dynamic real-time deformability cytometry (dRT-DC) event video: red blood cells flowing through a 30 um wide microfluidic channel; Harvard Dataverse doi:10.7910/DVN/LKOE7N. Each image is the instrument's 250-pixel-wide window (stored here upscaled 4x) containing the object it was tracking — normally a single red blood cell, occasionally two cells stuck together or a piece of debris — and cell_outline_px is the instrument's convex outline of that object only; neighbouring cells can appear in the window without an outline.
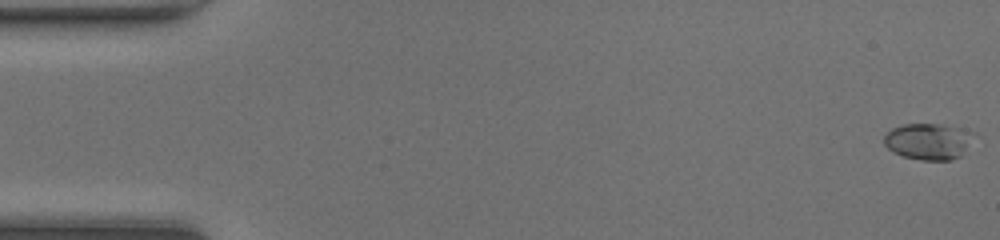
{"species": "common noctule bat (a hibernating species)", "species_latin": "Nyctalus noctula", "temperature_condition": "room temperature", "stored_images_in_passage": 48, "camera_frame_rate_fps": 3000, "um_per_image_px": 0.085, "animal": {"sex": "female", "body_mass_g": 20.0, "forearm_length_mm": 54.0}, "frame": {"image": 1, "passage_image": 1, "time_ms": 0.0, "image_size_px": [1000, 240], "cell_outline_px": [[976, 132], [960, 156], [952, 160], [920, 160], [904, 156], [892, 152], [884, 144], [884, 136], [892, 128], [904, 124], [940, 124], [960, 128]], "centroid_in_image_um": [78.9, 12.01], "position_along_channel_um": 6.1, "area_um2": 18.9}}
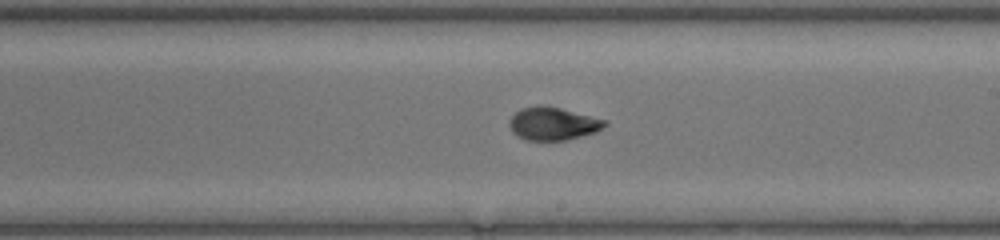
{"frame": {"image": 2, "passage_image": 28, "time_ms": 9.0, "image_size_px": [1000, 240], "cell_outline_px": [[608, 124], [596, 132], [564, 140], [524, 140], [516, 136], [512, 132], [508, 124], [512, 116], [520, 108], [540, 104], [560, 108], [608, 120]], "centroid_in_image_um": [46.98, 10.5], "position_along_channel_um": 242.0, "area_um2": 18.44}}
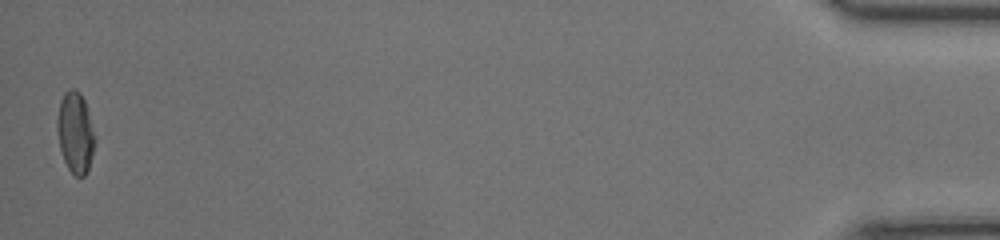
{"frame": {"image": 3, "passage_image": 48, "time_ms": 15.667, "image_size_px": [1000, 240], "cell_outline_px": [[96, 136], [92, 156], [88, 168], [84, 176], [76, 176], [68, 168], [64, 160], [60, 148], [56, 128], [56, 120], [60, 100], [64, 92], [68, 88], [72, 88], [80, 92], [84, 100]], "centroid_in_image_um": [6.39, 11.23], "position_along_channel_um": 428.8, "area_um2": 17.86}, "authors_computed_cell_mechanics": {"area_um2": 18.0914, "velocity_mm_per_s": 4.3032, "shape_relaxation_time_tau1_ms": 8.1933, "shape_relaxation_time_tau2_ms": 1.0006, "deformation_change_tau1": 0.258, "deformation_change_tau2": 0.0572}}